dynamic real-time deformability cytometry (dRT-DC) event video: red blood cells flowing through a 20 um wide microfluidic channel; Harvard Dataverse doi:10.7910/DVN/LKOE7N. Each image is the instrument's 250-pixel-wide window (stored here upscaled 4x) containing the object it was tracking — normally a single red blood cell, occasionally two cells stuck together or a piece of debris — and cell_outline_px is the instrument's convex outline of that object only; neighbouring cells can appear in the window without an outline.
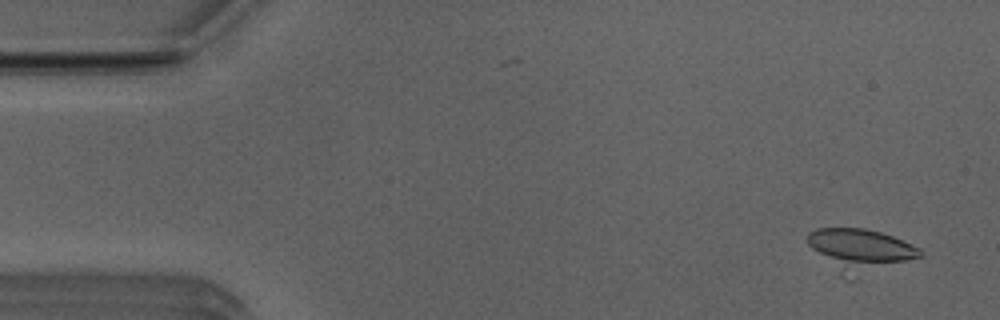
{"species": "Egyptian fruit bat (a non-hibernating species)", "species_latin": "Rousettus aegyptiacus", "temperature_condition": "room temperature", "stored_images_in_passage": 50, "camera_frame_rate_fps": 3000, "um_per_image_px": 0.085, "animal": {"sex": "male"}, "frame": {"image": 1, "passage_image": 2, "time_ms": 0.333, "image_size_px": [1000, 320], "cell_outline_px": [[924, 256], [860, 280], [844, 280], [808, 244], [808, 232], [816, 228], [864, 228], [880, 232], [892, 236], [920, 248], [924, 252]], "centroid_in_image_um": [73.17, 21.35], "position_along_channel_um": 11.8, "area_um2": 29.02}}
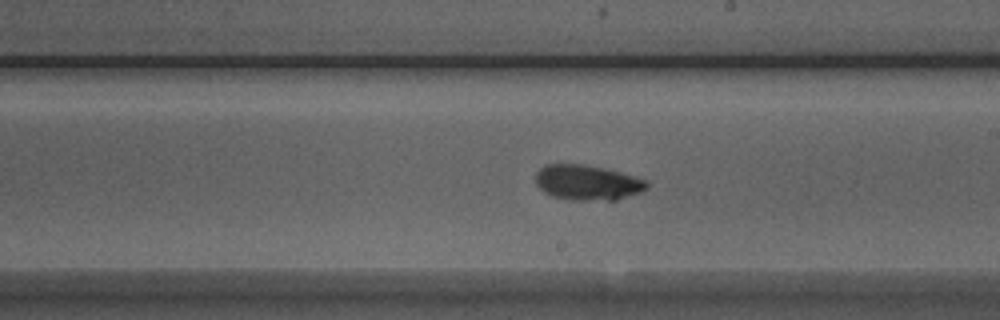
{"frame": {"image": 2, "passage_image": 28, "time_ms": 9.0, "image_size_px": [1000, 320], "cell_outline_px": [[648, 188], [640, 192], [616, 200], [572, 200], [552, 196], [544, 192], [536, 184], [536, 172], [544, 164], [584, 164], [604, 168], [636, 176], [648, 180]], "centroid_in_image_um": [49.94, 15.51], "position_along_channel_um": 239.1, "area_um2": 22.95}}
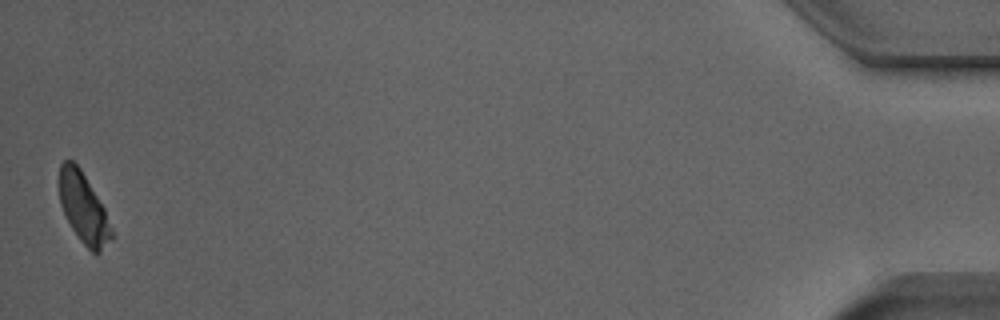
{"frame": {"image": 3, "passage_image": 50, "time_ms": 16.333, "image_size_px": [1000, 320], "cell_outline_px": [[112, 240], [96, 256], [80, 240], [72, 228], [60, 204], [60, 164], [64, 160], [72, 160], [80, 168], [104, 208], [112, 228]], "centroid_in_image_um": [7.12, 17.72], "position_along_channel_um": 428.1, "area_um2": 20.98}, "authors_computed_cell_mechanics": {"area_um2": 23.1489, "velocity_mm_per_s": 3.9445, "shape_relaxation_time_tau1_ms": 1.8648, "shape_relaxation_time_tau2_ms": null, "deformation_change_tau1": 0.0914, "deformation_change_tau2": null}}